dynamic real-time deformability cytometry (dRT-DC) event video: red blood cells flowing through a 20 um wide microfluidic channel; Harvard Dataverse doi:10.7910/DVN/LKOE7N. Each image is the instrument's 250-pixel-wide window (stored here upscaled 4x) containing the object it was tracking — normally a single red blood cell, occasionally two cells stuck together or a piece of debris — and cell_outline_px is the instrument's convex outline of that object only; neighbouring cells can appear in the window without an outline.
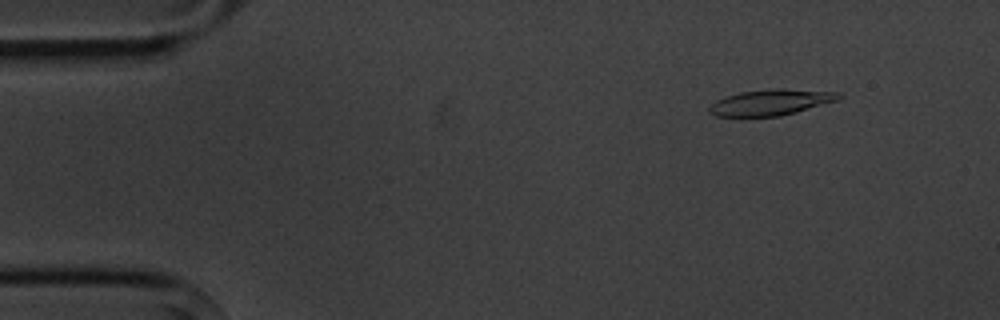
{"species": "common noctule bat (a hibernating species)", "species_latin": "Nyctalus noctula", "temperature_condition": "cold", "stored_images_in_passage": 7, "camera_frame_rate_fps": 3000, "um_per_image_px": 0.085, "animal": {"sex": "male", "body_mass_g": 20.1, "forearm_length_mm": 53.5}, "frame": {"image": 1, "passage_image": 2, "time_ms": 1.0, "image_size_px": [1000, 320], "cell_outline_px": [[844, 96], [836, 100], [796, 112], [780, 116], [716, 116], [708, 112], [708, 108], [716, 100], [724, 96], [740, 92], [776, 88], [780, 88], [840, 92]], "centroid_in_image_um": [65.51, 8.69], "position_along_channel_um": 19.5, "area_um2": 19.48}}
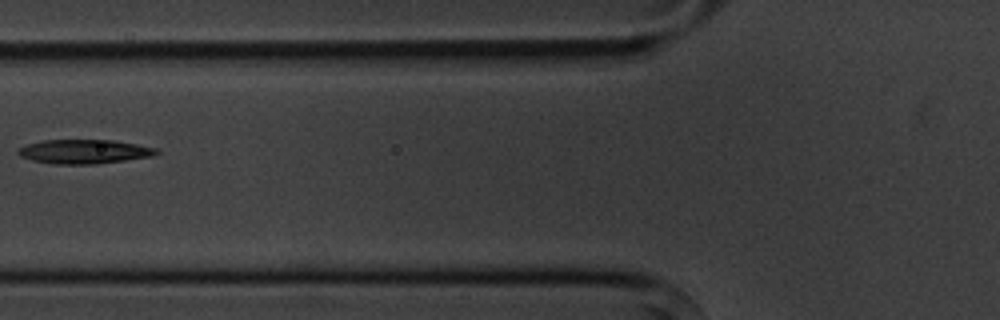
{"frame": {"image": 2, "passage_image": 6, "time_ms": 6.0, "image_size_px": [1000, 320], "cell_outline_px": [[160, 152], [152, 156], [96, 164], [52, 164], [32, 160], [20, 156], [16, 152], [20, 148], [28, 144], [44, 140], [116, 140], [156, 148]], "centroid_in_image_um": [7.16, 12.88], "position_along_channel_um": 118.6, "area_um2": 19.36}}
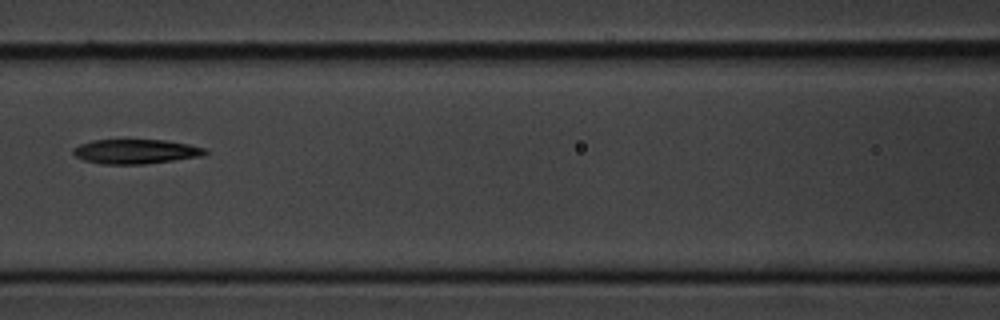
{"frame": {"image": 3, "passage_image": 7, "time_ms": 7.0, "image_size_px": [1000, 320], "cell_outline_px": [[208, 152], [204, 156], [144, 164], [100, 164], [84, 160], [76, 156], [72, 152], [72, 148], [80, 144], [92, 140], [168, 140], [208, 148]], "centroid_in_image_um": [11.57, 12.88], "position_along_channel_um": 155.0, "area_um2": 19.02}}